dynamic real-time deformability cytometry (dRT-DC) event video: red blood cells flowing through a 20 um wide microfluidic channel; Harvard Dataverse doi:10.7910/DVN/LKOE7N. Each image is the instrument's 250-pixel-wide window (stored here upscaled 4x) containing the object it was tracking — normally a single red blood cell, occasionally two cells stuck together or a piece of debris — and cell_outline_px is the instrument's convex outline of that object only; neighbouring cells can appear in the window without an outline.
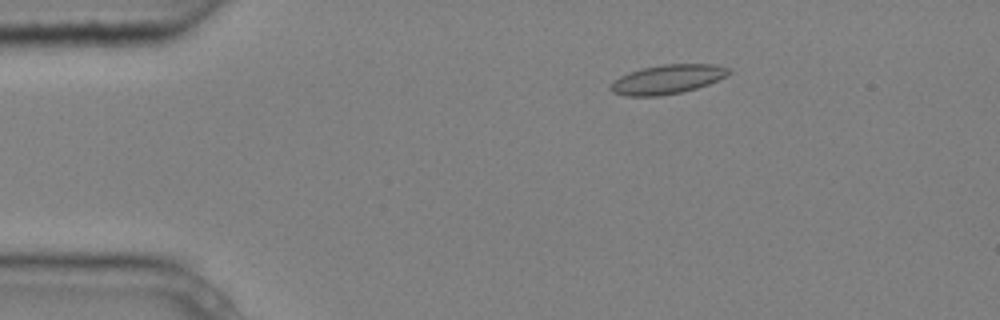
{"species": "common noctule bat (a hibernating species)", "species_latin": "Nyctalus noctula", "temperature_condition": "cold", "stored_images_in_passage": 4, "camera_frame_rate_fps": 3000, "um_per_image_px": 0.085, "animal": {"sex": "male", "body_mass_g": 20.4}, "frame": {"image": 1, "passage_image": 3, "time_ms": 0.667, "image_size_px": [1000, 320], "cell_outline_px": [[732, 72], [708, 84], [696, 88], [680, 92], [660, 96], [624, 96], [612, 92], [608, 88], [620, 76], [628, 72], [640, 68], [664, 64], [716, 64], [732, 68]], "centroid_in_image_um": [56.72, 6.73], "position_along_channel_um": 28.3, "area_um2": 20.11}}